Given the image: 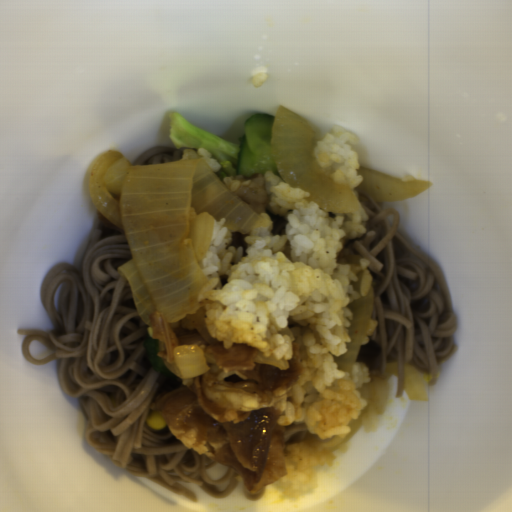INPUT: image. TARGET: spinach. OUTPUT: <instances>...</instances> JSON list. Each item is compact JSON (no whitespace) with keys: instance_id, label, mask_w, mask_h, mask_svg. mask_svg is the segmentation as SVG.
Masks as SVG:
<instances>
[{"instance_id":"obj_1","label":"spinach","mask_w":512,"mask_h":512,"mask_svg":"<svg viewBox=\"0 0 512 512\" xmlns=\"http://www.w3.org/2000/svg\"><path fill=\"white\" fill-rule=\"evenodd\" d=\"M274 120L273 115L263 112L246 120L243 134L238 140L237 176L247 178L262 174L265 177L267 171H272L282 178L274 162L271 143Z\"/></svg>"}]
</instances>
